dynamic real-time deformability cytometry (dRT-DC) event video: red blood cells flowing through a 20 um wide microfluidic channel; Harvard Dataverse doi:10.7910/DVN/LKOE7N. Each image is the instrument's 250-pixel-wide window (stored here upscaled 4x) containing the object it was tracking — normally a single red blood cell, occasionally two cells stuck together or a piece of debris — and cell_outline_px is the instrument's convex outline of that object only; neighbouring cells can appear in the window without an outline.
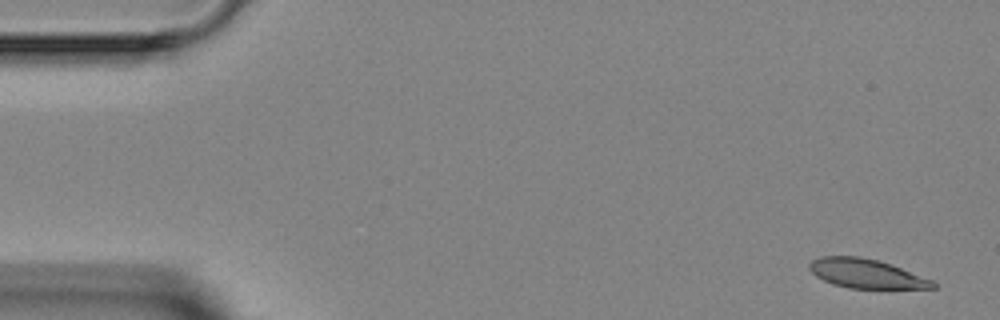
{"species": "Egyptian fruit bat (a non-hibernating species)", "species_latin": "Rousettus aegyptiacus", "temperature_condition": "room temperature", "stored_images_in_passage": 4, "camera_frame_rate_fps": 3000, "um_per_image_px": 0.085, "animal": {"sex": "female"}, "frame": {"image": 1, "passage_image": 1, "time_ms": 0.0, "image_size_px": [1000, 320], "cell_outline_px": [[936, 288], [848, 288], [832, 284], [816, 276], [808, 268], [808, 264], [812, 260], [820, 256], [860, 256], [876, 260], [900, 268], [932, 280], [936, 284]], "centroid_in_image_um": [73.57, 23.25], "position_along_channel_um": 11.4, "area_um2": 20.69}}
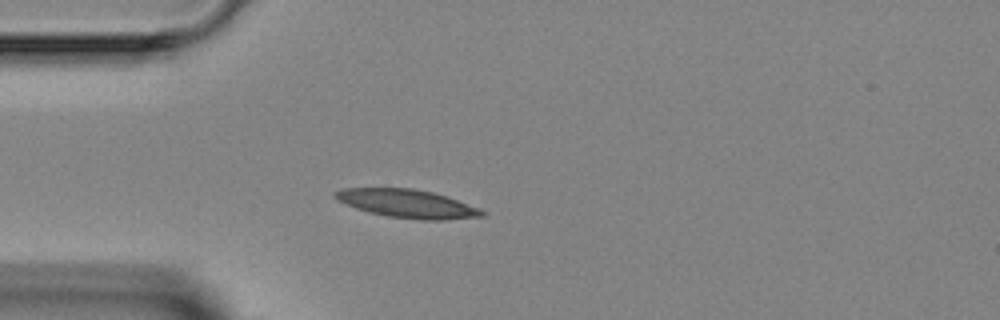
{"frame": {"image": 2, "passage_image": 4, "time_ms": 3.667, "image_size_px": [1000, 320], "cell_outline_px": [[484, 216], [448, 220], [420, 220], [388, 216], [368, 212], [356, 208], [336, 200], [332, 196], [332, 192], [340, 188], [412, 188], [432, 192], [448, 196], [480, 208], [484, 212]], "centroid_in_image_um": [34.6, 17.3], "position_along_channel_um": 50.4, "area_um2": 24.51}}